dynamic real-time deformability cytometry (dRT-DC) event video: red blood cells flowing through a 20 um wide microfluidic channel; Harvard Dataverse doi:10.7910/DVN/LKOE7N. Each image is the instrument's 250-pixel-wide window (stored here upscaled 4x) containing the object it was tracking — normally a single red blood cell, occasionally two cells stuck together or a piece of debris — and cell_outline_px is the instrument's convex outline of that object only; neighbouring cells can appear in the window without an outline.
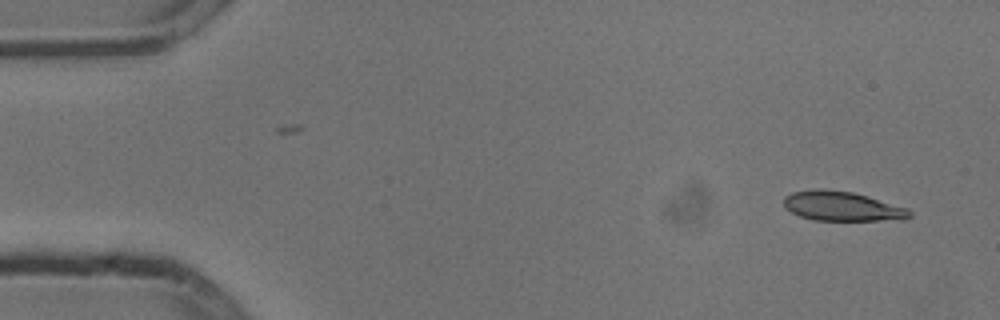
{"species": "common noctule bat (a hibernating species)", "species_latin": "Nyctalus noctula", "temperature_condition": "cold", "stored_images_in_passage": 4, "camera_frame_rate_fps": 3000, "um_per_image_px": 0.085, "animal": {"sex": "male", "body_mass_g": 13.3}, "frame": {"image": 1, "passage_image": 1, "time_ms": 0.0, "image_size_px": [1000, 320], "cell_outline_px": [[912, 216], [904, 220], [812, 220], [800, 216], [784, 208], [784, 196], [792, 192], [820, 188], [852, 192], [868, 196], [908, 208], [912, 212]], "centroid_in_image_um": [71.59, 17.53], "position_along_channel_um": 13.4, "area_um2": 21.79}}